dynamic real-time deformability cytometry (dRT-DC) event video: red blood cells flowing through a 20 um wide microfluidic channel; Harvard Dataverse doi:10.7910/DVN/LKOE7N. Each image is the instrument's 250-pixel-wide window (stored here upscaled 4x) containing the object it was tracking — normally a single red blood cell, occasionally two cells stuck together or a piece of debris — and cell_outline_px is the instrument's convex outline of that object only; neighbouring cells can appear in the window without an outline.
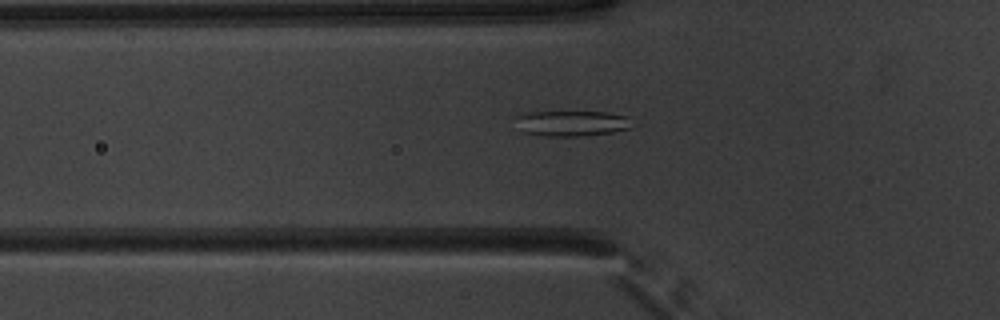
{"species": "common noctule bat (a hibernating species)", "species_latin": "Nyctalus noctula", "temperature_condition": "warm", "stored_images_in_passage": 52, "camera_frame_rate_fps": 3000, "um_per_image_px": 0.085, "animal": {"sex": "male", "body_mass_g": 20.1, "forearm_length_mm": 53.5}, "frame": {"image": 1, "passage_image": 19, "time_ms": 6.0, "image_size_px": [1000, 320], "cell_outline_px": [[628, 128], [612, 132], [584, 136], [548, 136], [524, 132], [512, 116], [528, 112], [604, 112], [628, 116]], "centroid_in_image_um": [48.52, 10.47], "position_along_channel_um": 77.3, "area_um2": 17.05}}
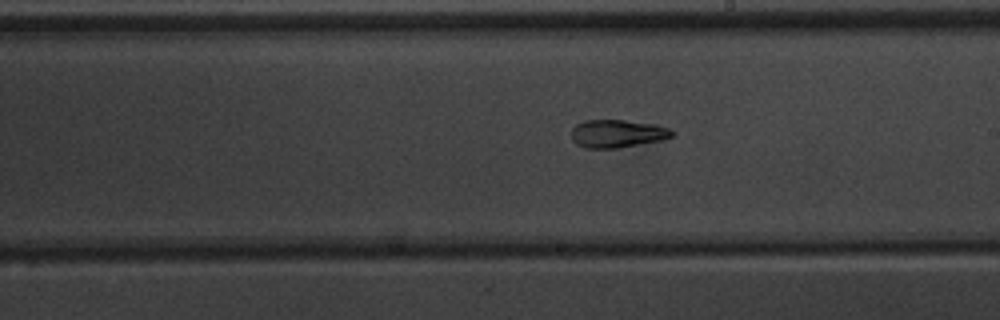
{"frame": {"image": 2, "passage_image": 31, "time_ms": 10.0, "image_size_px": [1000, 320], "cell_outline_px": [[676, 132], [672, 136], [660, 140], [616, 148], [588, 148], [576, 144], [572, 140], [572, 128], [576, 124], [584, 120], [624, 120], [656, 124], [668, 128]], "centroid_in_image_um": [52.46, 11.34], "position_along_channel_um": 236.5, "area_um2": 16.3}}
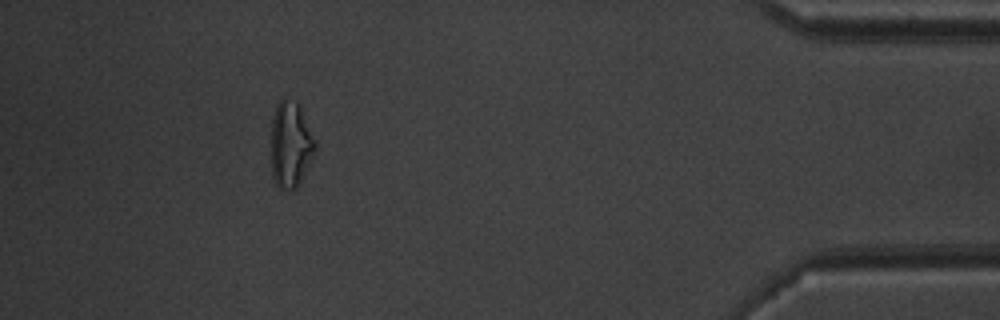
{"frame": {"image": 3, "passage_image": 48, "time_ms": 15.667, "image_size_px": [1000, 320], "cell_outline_px": [[316, 148], [296, 188], [292, 192], [280, 188], [276, 184], [272, 176], [272, 116], [276, 104], [284, 96], [296, 100], [300, 104], [316, 140]], "centroid_in_image_um": [24.7, 12.22], "position_along_channel_um": 410.5, "area_um2": 22.31}, "authors_computed_cell_mechanics": {"area_um2": 19.652, "velocity_mm_per_s": 3.9632, "shape_relaxation_time_tau1_ms": null, "shape_relaxation_time_tau2_ms": 6.2757, "deformation_change_tau1": null, "deformation_change_tau2": 0.1266}}